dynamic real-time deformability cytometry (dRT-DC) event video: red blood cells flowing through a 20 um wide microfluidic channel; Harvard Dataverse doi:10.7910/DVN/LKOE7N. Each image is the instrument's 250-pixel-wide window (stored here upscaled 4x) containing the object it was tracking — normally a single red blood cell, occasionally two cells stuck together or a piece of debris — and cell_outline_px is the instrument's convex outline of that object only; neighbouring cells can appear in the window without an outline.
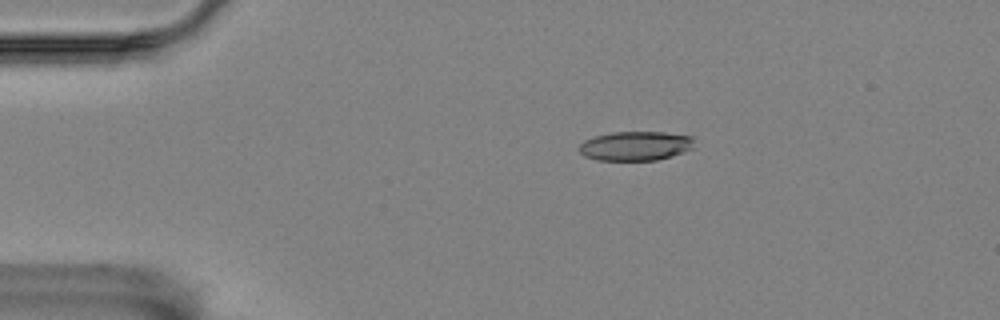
{"species": "Egyptian fruit bat (a non-hibernating species)", "species_latin": "Rousettus aegyptiacus", "temperature_condition": "room temperature", "stored_images_in_passage": 8, "camera_frame_rate_fps": 3000, "um_per_image_px": 0.085, "animal": {"sex": "female"}, "frame": {"image": 1, "passage_image": 3, "time_ms": 0.667, "image_size_px": [1000, 320], "cell_outline_px": [[692, 148], [684, 152], [672, 156], [656, 160], [596, 160], [584, 156], [576, 148], [584, 140], [596, 136], [612, 132], [664, 132], [692, 136]], "centroid_in_image_um": [53.98, 12.4], "position_along_channel_um": 31.0, "area_um2": 19.65}}
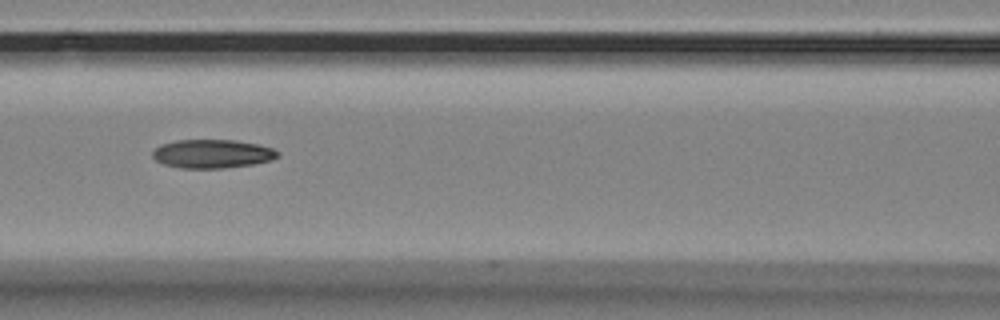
{"frame": {"image": 2, "passage_image": 7, "time_ms": 2.0, "image_size_px": [1000, 320], "cell_outline_px": [[280, 156], [272, 160], [252, 164], [224, 168], [180, 168], [164, 164], [156, 160], [152, 156], [152, 152], [160, 144], [176, 140], [232, 140], [256, 144], [272, 148], [280, 152]], "centroid_in_image_um": [18.04, 13.07], "position_along_channel_um": 148.6, "area_um2": 20.87}}
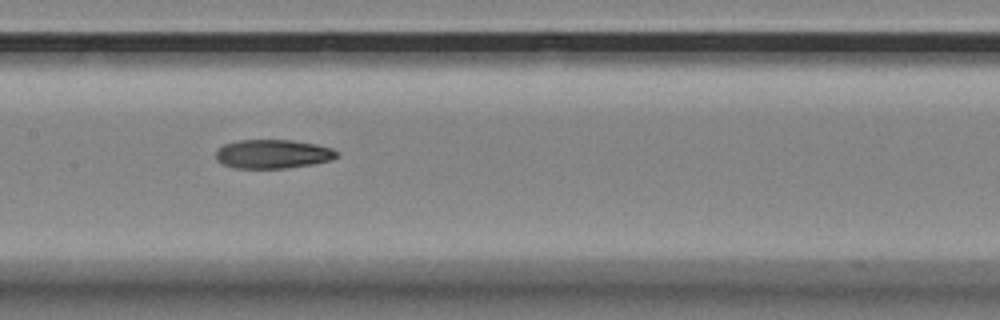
{"frame": {"image": 3, "passage_image": 8, "time_ms": 2.333, "image_size_px": [1000, 320], "cell_outline_px": [[336, 156], [328, 160], [312, 164], [284, 168], [236, 168], [224, 164], [216, 160], [216, 152], [224, 144], [240, 140], [292, 140], [316, 144], [332, 148], [336, 152]], "centroid_in_image_um": [23.16, 13.08], "position_along_channel_um": 184.2, "area_um2": 20.06}}